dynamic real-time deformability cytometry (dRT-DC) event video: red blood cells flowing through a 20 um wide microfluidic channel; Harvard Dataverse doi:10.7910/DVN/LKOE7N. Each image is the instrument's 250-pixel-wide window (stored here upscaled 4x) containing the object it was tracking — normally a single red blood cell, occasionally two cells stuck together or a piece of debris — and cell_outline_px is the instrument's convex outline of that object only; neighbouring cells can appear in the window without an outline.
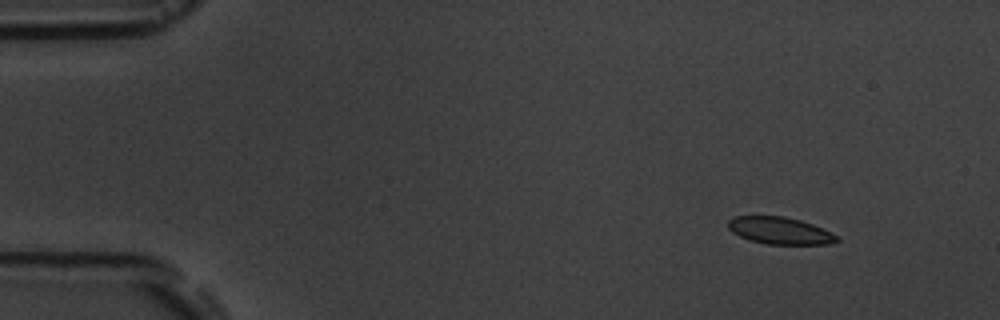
{"species": "common noctule bat (a hibernating species)", "species_latin": "Nyctalus noctula", "temperature_condition": "room temperature", "stored_images_in_passage": 6, "camera_frame_rate_fps": 3000, "um_per_image_px": 0.085, "animal": {"sex": "male", "body_mass_g": 19.5, "forearm_length_mm": 54.6}, "frame": {"image": 1, "passage_image": 2, "time_ms": 1.333, "image_size_px": [1000, 320], "cell_outline_px": [[840, 240], [832, 244], [768, 244], [748, 240], [732, 232], [728, 228], [728, 220], [732, 216], [784, 216], [800, 220], [812, 224], [836, 236]], "centroid_in_image_um": [66.24, 19.6], "position_along_channel_um": 18.8, "area_um2": 17.05}}
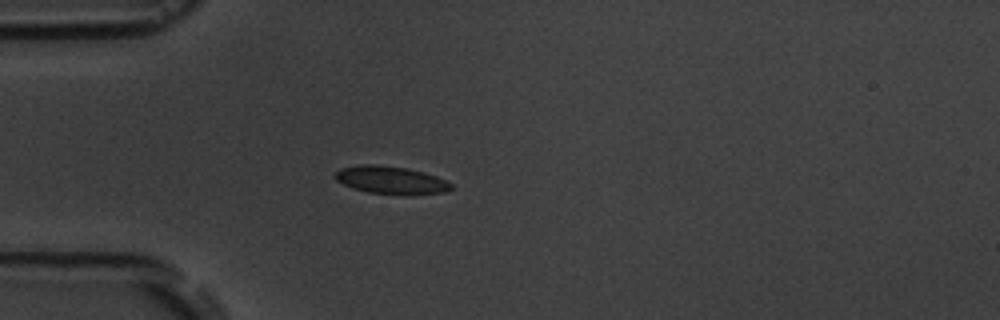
{"frame": {"image": 2, "passage_image": 5, "time_ms": 4.667, "image_size_px": [1000, 320], "cell_outline_px": [[452, 188], [444, 192], [412, 196], [404, 196], [368, 192], [352, 188], [336, 180], [332, 176], [340, 168], [360, 164], [376, 164], [408, 168], [424, 172], [436, 176], [452, 184]], "centroid_in_image_um": [33.22, 15.32], "position_along_channel_um": 51.8, "area_um2": 19.19}}